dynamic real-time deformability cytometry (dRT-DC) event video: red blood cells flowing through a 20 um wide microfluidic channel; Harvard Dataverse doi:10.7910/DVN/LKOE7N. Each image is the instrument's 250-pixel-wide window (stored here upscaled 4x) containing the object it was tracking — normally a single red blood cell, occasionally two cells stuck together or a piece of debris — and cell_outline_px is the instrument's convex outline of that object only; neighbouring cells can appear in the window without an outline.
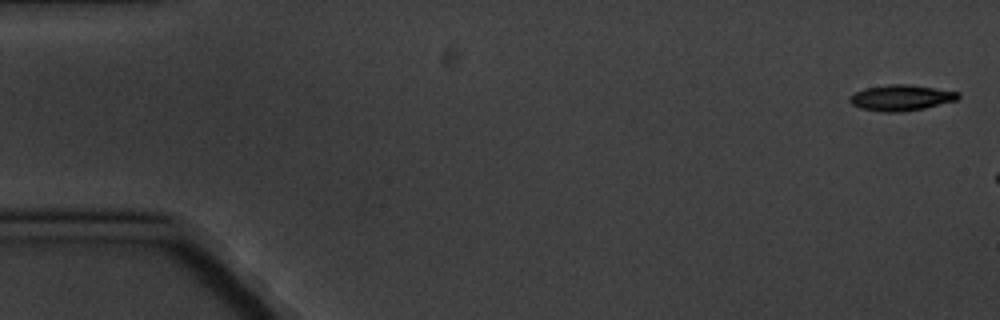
{"species": "common noctule bat (a hibernating species)", "species_latin": "Nyctalus noctula", "temperature_condition": "cold", "stored_images_in_passage": 3, "camera_frame_rate_fps": 3000, "um_per_image_px": 0.085, "animal": {"sex": "male", "body_mass_g": 20.1, "forearm_length_mm": 53.5}, "frame": {"image": 1, "passage_image": 1, "time_ms": 0.0, "image_size_px": [1000, 320], "cell_outline_px": [[960, 96], [956, 100], [924, 108], [904, 112], [880, 112], [860, 108], [852, 104], [848, 100], [848, 96], [856, 92], [868, 88], [888, 84], [908, 84], [960, 92]], "centroid_in_image_um": [76.57, 8.32], "position_along_channel_um": 8.4, "area_um2": 16.3}}